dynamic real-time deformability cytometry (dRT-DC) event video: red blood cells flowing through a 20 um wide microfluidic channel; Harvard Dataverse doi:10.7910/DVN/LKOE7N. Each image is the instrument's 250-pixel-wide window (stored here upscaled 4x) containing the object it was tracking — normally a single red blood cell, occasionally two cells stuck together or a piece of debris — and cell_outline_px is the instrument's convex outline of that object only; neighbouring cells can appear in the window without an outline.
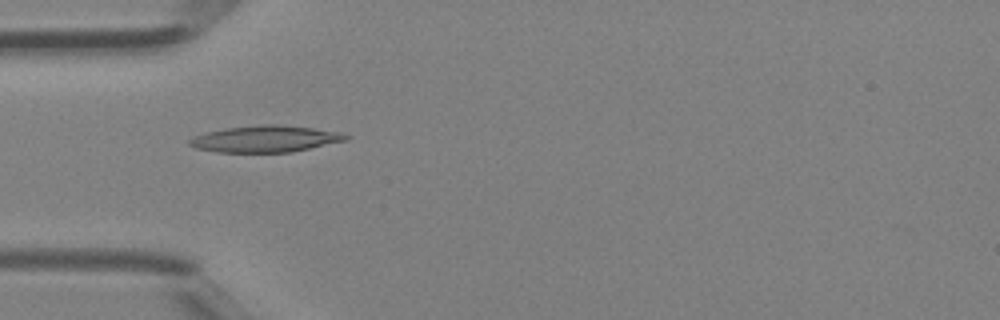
{"species": "Egyptian fruit bat (a non-hibernating species)", "species_latin": "Rousettus aegyptiacus", "temperature_condition": "room temperature", "stored_images_in_passage": 30, "camera_frame_rate_fps": 3000, "um_per_image_px": 0.085, "animal": {"sex": "female"}, "frame": {"image": 1, "passage_image": 1, "time_ms": 0.0, "image_size_px": [1000, 320], "cell_outline_px": [[352, 136], [348, 140], [292, 152], [220, 152], [196, 148], [188, 144], [188, 140], [192, 136], [224, 128], [264, 124], [276, 124], [312, 128], [340, 132]], "centroid_in_image_um": [22.57, 11.8], "position_along_channel_um": 62.4, "area_um2": 24.22}}
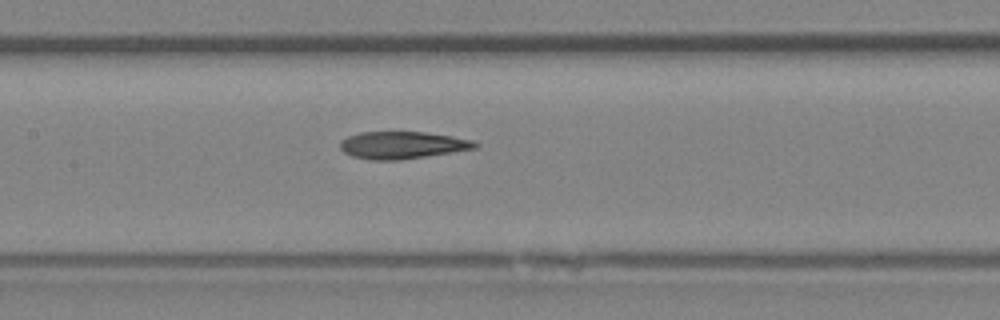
{"frame": {"image": 2, "passage_image": 8, "time_ms": 2.333, "image_size_px": [1000, 320], "cell_outline_px": [[480, 144], [476, 148], [400, 160], [368, 160], [352, 156], [344, 152], [340, 148], [340, 140], [348, 136], [360, 132], [424, 132], [452, 136], [472, 140]], "centroid_in_image_um": [34.16, 12.33], "position_along_channel_um": 173.2, "area_um2": 21.39}}
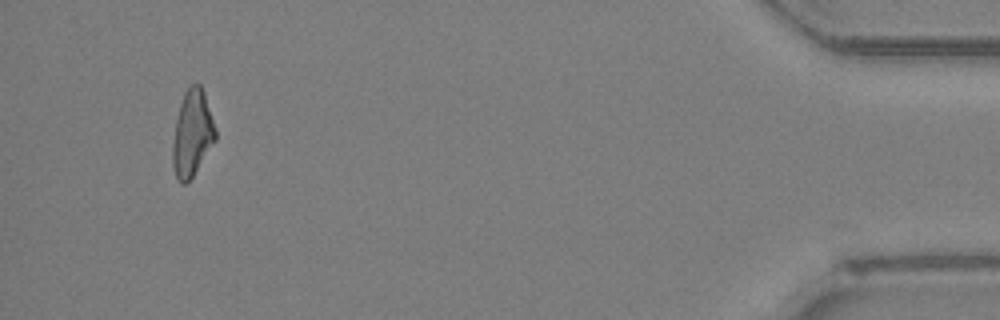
{"frame": {"image": 3, "passage_image": 28, "time_ms": 9.0, "image_size_px": [1000, 320], "cell_outline_px": [[216, 140], [192, 176], [184, 184], [180, 184], [176, 180], [172, 164], [172, 144], [176, 120], [180, 104], [184, 92], [192, 84], [200, 84], [204, 92], [216, 128]], "centroid_in_image_um": [16.33, 11.35], "position_along_channel_um": 418.9, "area_um2": 21.44}}